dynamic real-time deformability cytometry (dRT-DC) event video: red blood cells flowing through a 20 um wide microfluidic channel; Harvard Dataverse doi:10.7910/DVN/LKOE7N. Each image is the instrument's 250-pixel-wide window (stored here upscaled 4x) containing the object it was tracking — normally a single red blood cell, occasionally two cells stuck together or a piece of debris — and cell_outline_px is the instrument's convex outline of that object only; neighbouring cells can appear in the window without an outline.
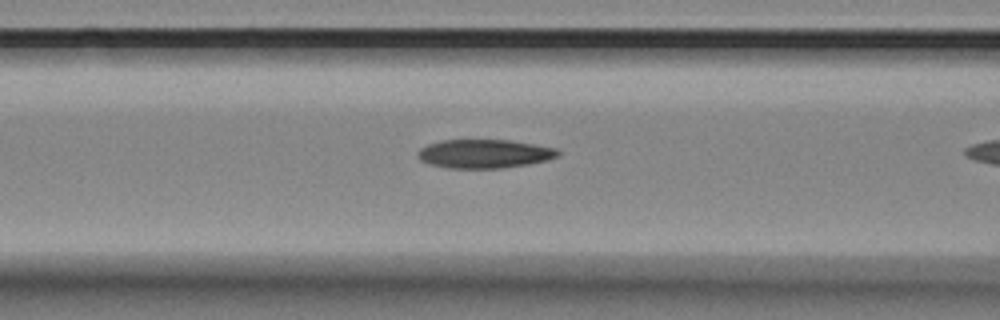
{"species": "Egyptian fruit bat (a non-hibernating species)", "species_latin": "Rousettus aegyptiacus", "temperature_condition": "room temperature", "stored_images_in_passage": 11, "camera_frame_rate_fps": 3000, "um_per_image_px": 0.085, "animal": {"sex": "female"}, "frame": {"image": 1, "passage_image": 10, "time_ms": 3.0, "image_size_px": [1000, 320], "cell_outline_px": [[560, 156], [548, 160], [528, 164], [500, 168], [448, 168], [428, 164], [420, 160], [416, 156], [416, 152], [420, 148], [428, 144], [440, 140], [508, 140], [556, 148], [560, 152]], "centroid_in_image_um": [41.13, 13.07], "position_along_channel_um": 125.5, "area_um2": 23.58}}